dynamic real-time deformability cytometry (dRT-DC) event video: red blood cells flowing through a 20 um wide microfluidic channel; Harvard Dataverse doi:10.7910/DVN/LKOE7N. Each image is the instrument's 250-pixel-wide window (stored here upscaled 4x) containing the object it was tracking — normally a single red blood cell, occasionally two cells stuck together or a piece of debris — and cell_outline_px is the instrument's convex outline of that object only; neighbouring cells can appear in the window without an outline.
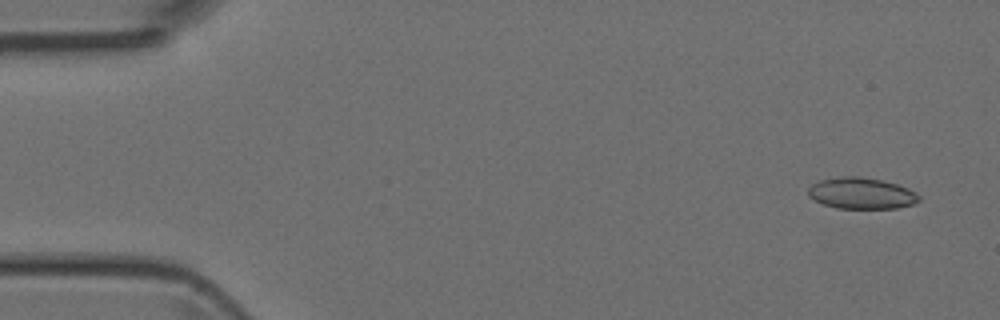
{"species": "Egyptian fruit bat (a non-hibernating species)", "species_latin": "Rousettus aegyptiacus", "temperature_condition": "room temperature", "stored_images_in_passage": 4, "camera_frame_rate_fps": 3000, "um_per_image_px": 0.085, "animal": {"sex": "female"}, "frame": {"image": 1, "passage_image": 1, "time_ms": 0.0, "image_size_px": [1000, 320], "cell_outline_px": [[920, 200], [916, 204], [896, 208], [836, 208], [824, 204], [808, 196], [808, 188], [812, 184], [820, 180], [840, 176], [860, 176], [884, 180], [908, 188], [916, 192], [920, 196]], "centroid_in_image_um": [73.25, 16.42], "position_along_channel_um": 11.8, "area_um2": 20.35}}
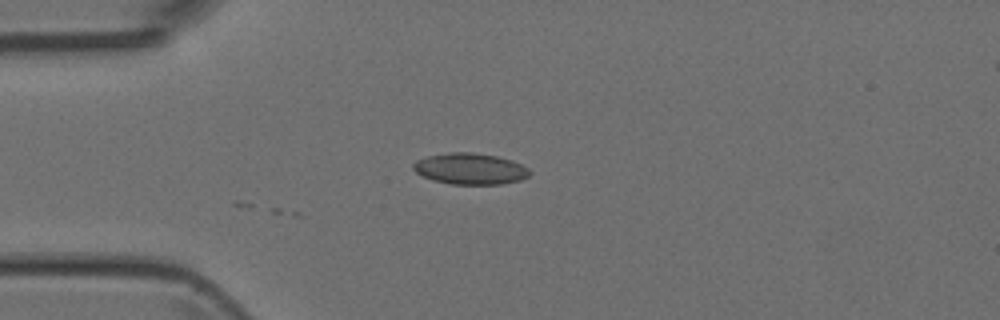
{"frame": {"image": 2, "passage_image": 4, "time_ms": 3.333, "image_size_px": [1000, 320], "cell_outline_px": [[532, 172], [528, 176], [520, 180], [500, 184], [452, 184], [432, 180], [416, 172], [412, 168], [412, 164], [416, 160], [428, 156], [452, 152], [472, 152], [496, 156], [512, 160], [528, 168]], "centroid_in_image_um": [39.96, 14.34], "position_along_channel_um": 45.0, "area_um2": 21.1}}